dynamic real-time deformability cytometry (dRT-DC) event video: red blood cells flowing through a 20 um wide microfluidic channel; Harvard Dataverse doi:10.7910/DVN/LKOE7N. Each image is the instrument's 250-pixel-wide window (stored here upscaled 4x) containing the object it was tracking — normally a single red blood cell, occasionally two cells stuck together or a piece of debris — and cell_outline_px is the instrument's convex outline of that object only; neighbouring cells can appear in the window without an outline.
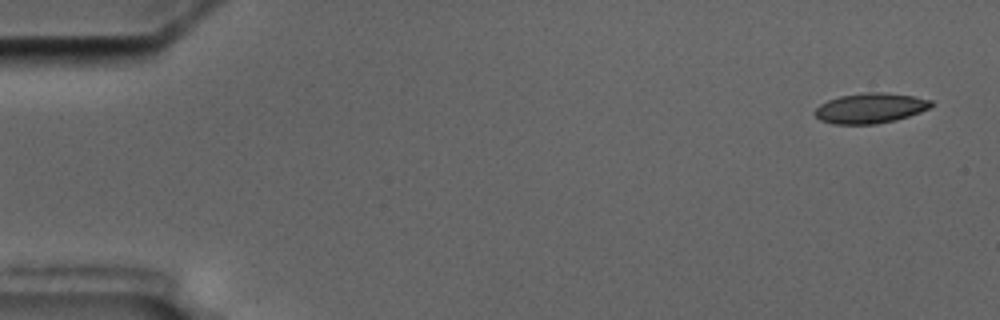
{"species": "common noctule bat (a hibernating species)", "species_latin": "Nyctalus noctula", "temperature_condition": "cold", "stored_images_in_passage": 5, "camera_frame_rate_fps": 3000, "um_per_image_px": 0.085, "animal": {"sex": "male", "body_mass_g": 17.5, "forearm_length_mm": 52.3}, "frame": {"image": 1, "passage_image": 1, "time_ms": 0.0, "image_size_px": [1000, 320], "cell_outline_px": [[936, 104], [920, 112], [896, 120], [876, 124], [832, 124], [820, 120], [812, 112], [820, 104], [828, 100], [840, 96], [868, 92], [884, 92], [912, 96], [932, 100]], "centroid_in_image_um": [73.97, 9.2], "position_along_channel_um": 11.0, "area_um2": 20.52}}
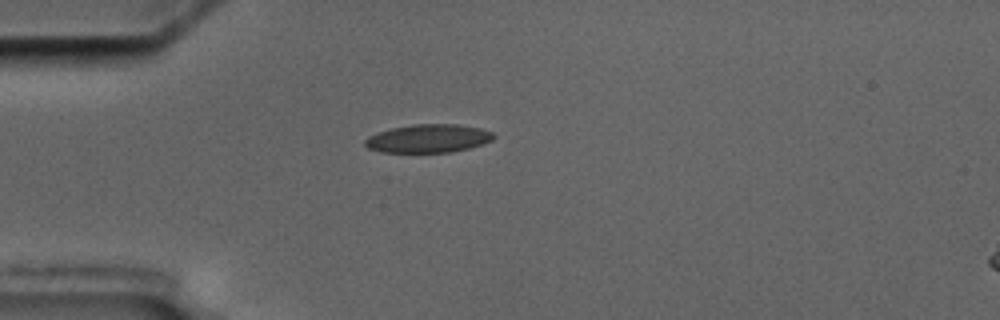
{"frame": {"image": 2, "passage_image": 5, "time_ms": 4.333, "image_size_px": [1000, 320], "cell_outline_px": [[496, 136], [492, 140], [468, 148], [452, 152], [380, 152], [368, 148], [364, 144], [364, 140], [368, 136], [376, 132], [392, 128], [412, 124], [456, 124], [480, 128], [492, 132]], "centroid_in_image_um": [36.37, 11.76], "position_along_channel_um": 48.6, "area_um2": 21.21}}